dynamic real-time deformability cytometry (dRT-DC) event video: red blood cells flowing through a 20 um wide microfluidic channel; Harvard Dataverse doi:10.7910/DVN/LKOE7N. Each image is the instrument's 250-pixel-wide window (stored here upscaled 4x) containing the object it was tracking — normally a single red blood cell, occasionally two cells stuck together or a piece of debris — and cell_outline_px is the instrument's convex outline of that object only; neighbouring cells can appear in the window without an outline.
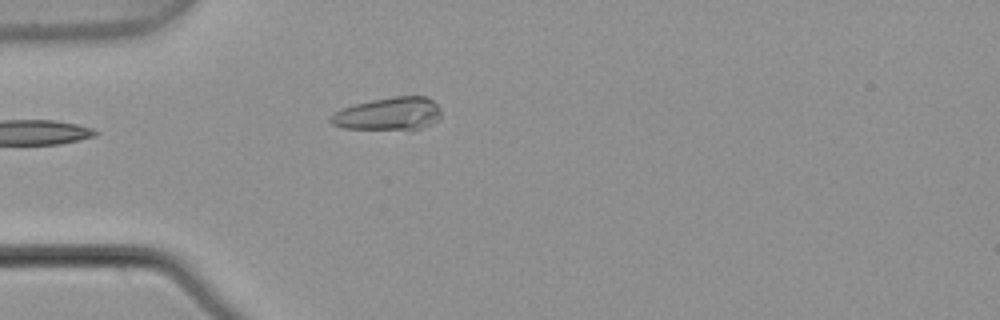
{"species": "common noctule bat (a hibernating species)", "species_latin": "Nyctalus noctula", "temperature_condition": "warm", "stored_images_in_passage": 2, "camera_frame_rate_fps": 3000, "um_per_image_px": 0.085, "animal": {"sex": "male", "body_mass_g": 21.5, "forearm_length_mm": 52.0}, "frame": {"image": 1, "passage_image": 2, "time_ms": 0.333, "image_size_px": [1000, 320], "cell_outline_px": [[440, 116], [432, 124], [420, 128], [344, 128], [332, 124], [328, 120], [328, 116], [332, 112], [356, 104], [372, 100], [396, 96], [424, 96], [432, 100], [440, 108]], "centroid_in_image_um": [32.99, 9.65], "position_along_channel_um": 52.0, "area_um2": 20.69}}